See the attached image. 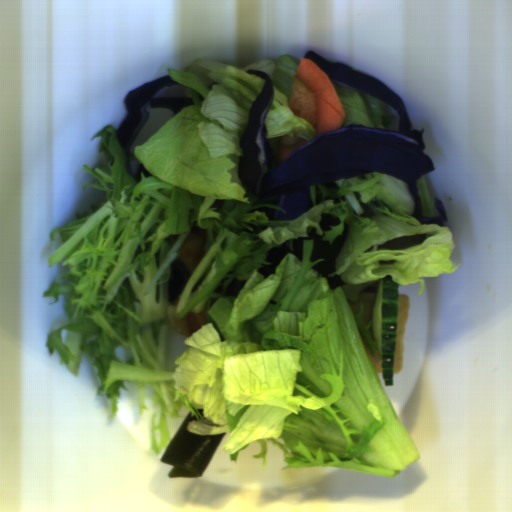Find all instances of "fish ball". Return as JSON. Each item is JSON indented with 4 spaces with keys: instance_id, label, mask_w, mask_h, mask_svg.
I'll use <instances>...</instances> for the list:
<instances>
[{
    "instance_id": "fish-ball-1",
    "label": "fish ball",
    "mask_w": 512,
    "mask_h": 512,
    "mask_svg": "<svg viewBox=\"0 0 512 512\" xmlns=\"http://www.w3.org/2000/svg\"><path fill=\"white\" fill-rule=\"evenodd\" d=\"M207 237V228L195 224L176 254L191 275L205 256Z\"/></svg>"
},
{
    "instance_id": "fish-ball-2",
    "label": "fish ball",
    "mask_w": 512,
    "mask_h": 512,
    "mask_svg": "<svg viewBox=\"0 0 512 512\" xmlns=\"http://www.w3.org/2000/svg\"><path fill=\"white\" fill-rule=\"evenodd\" d=\"M409 301L410 298L408 297L407 294L398 293L393 353V374H400L403 369L405 323L409 307Z\"/></svg>"
},
{
    "instance_id": "fish-ball-3",
    "label": "fish ball",
    "mask_w": 512,
    "mask_h": 512,
    "mask_svg": "<svg viewBox=\"0 0 512 512\" xmlns=\"http://www.w3.org/2000/svg\"><path fill=\"white\" fill-rule=\"evenodd\" d=\"M377 292L361 291L357 301H349V306L356 314L362 305L361 321L364 328L372 322V312Z\"/></svg>"
},
{
    "instance_id": "fish-ball-4",
    "label": "fish ball",
    "mask_w": 512,
    "mask_h": 512,
    "mask_svg": "<svg viewBox=\"0 0 512 512\" xmlns=\"http://www.w3.org/2000/svg\"><path fill=\"white\" fill-rule=\"evenodd\" d=\"M206 323V313L203 312H190L187 316L178 320L173 325V330L183 337H188L197 332L200 326Z\"/></svg>"
},
{
    "instance_id": "fish-ball-5",
    "label": "fish ball",
    "mask_w": 512,
    "mask_h": 512,
    "mask_svg": "<svg viewBox=\"0 0 512 512\" xmlns=\"http://www.w3.org/2000/svg\"><path fill=\"white\" fill-rule=\"evenodd\" d=\"M358 329H359V333H360L361 340H362V343H363V347H364V349H365V351H366V353H367V355H368V357H369V359H370V361H371V363H372V365L374 367V370H375L376 374H383L382 362H381V358H380V354H379L378 350L374 354H372V352H371V350H370V348H369V346H368V344H367V342H366V340H365V338H364V336H363V334H362V332H361L359 327H358Z\"/></svg>"
},
{
    "instance_id": "fish-ball-6",
    "label": "fish ball",
    "mask_w": 512,
    "mask_h": 512,
    "mask_svg": "<svg viewBox=\"0 0 512 512\" xmlns=\"http://www.w3.org/2000/svg\"><path fill=\"white\" fill-rule=\"evenodd\" d=\"M368 333H369V337H371L372 339H374V340H375L374 333H373V328H372V324H371V326H370V328H369V330H368Z\"/></svg>"
}]
</instances>
